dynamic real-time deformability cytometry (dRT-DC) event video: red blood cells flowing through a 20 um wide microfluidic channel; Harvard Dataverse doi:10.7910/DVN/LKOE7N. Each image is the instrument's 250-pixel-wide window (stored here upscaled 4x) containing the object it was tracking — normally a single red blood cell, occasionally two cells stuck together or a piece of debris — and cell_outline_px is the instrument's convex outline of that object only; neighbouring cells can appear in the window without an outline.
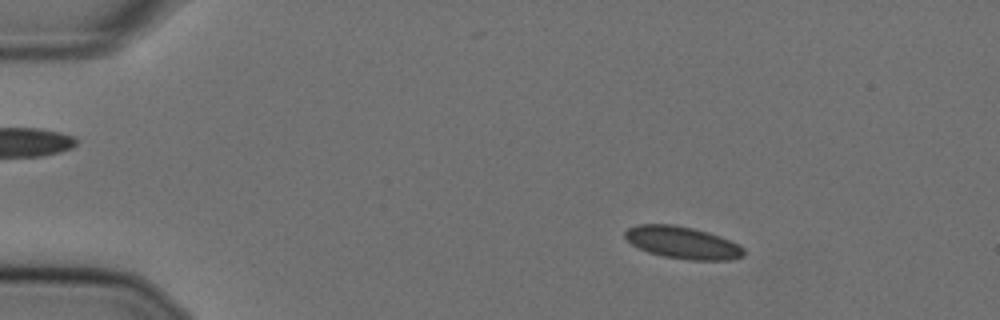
{"species": "Egyptian fruit bat (a non-hibernating species)", "species_latin": "Rousettus aegyptiacus", "temperature_condition": "cold", "stored_images_in_passage": 56, "camera_frame_rate_fps": 3000, "um_per_image_px": 0.085, "animal": {"sex": "female"}, "frame": {"image": 1, "passage_image": 9, "time_ms": 2.667, "image_size_px": [1000, 320], "cell_outline_px": [[744, 256], [732, 260], [688, 260], [664, 256], [648, 252], [632, 244], [624, 236], [624, 232], [628, 228], [636, 224], [672, 224], [692, 228], [708, 232], [720, 236], [740, 244], [744, 248]], "centroid_in_image_um": [58.04, 20.62], "position_along_channel_um": 27.0, "area_um2": 22.37}}
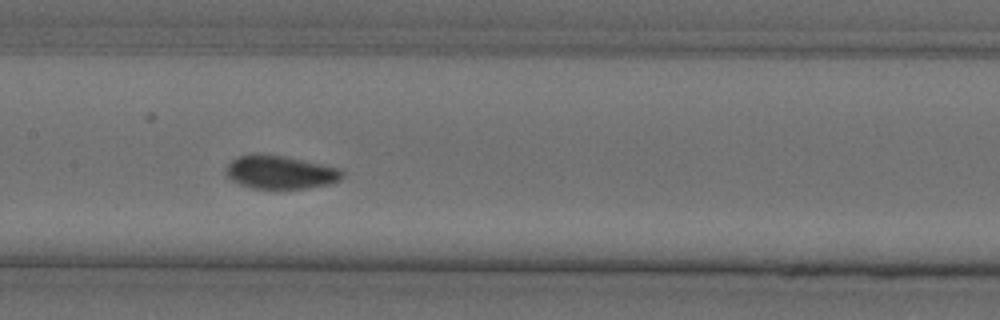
{"frame": {"image": 2, "passage_image": 28, "time_ms": 9.0, "image_size_px": [1000, 320], "cell_outline_px": [[344, 176], [340, 180], [328, 184], [304, 188], [252, 188], [240, 184], [224, 176], [224, 168], [236, 156], [252, 152], [256, 152], [284, 156], [340, 168], [344, 172]], "centroid_in_image_um": [23.75, 14.61], "position_along_channel_um": 183.6, "area_um2": 22.89}}
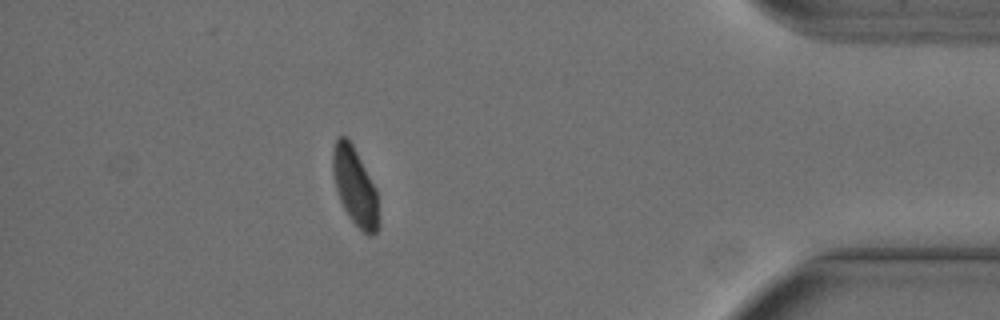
{"frame": {"image": 3, "passage_image": 50, "time_ms": 16.333, "image_size_px": [1000, 320], "cell_outline_px": [[380, 224], [376, 232], [372, 236], [368, 236], [348, 216], [340, 200], [336, 188], [332, 168], [332, 148], [336, 140], [340, 136], [348, 136], [376, 188], [380, 220]], "centroid_in_image_um": [30.18, 15.86], "position_along_channel_um": 405.0, "area_um2": 20.92}, "authors_computed_cell_mechanics": {"area_um2": 22.2241, "velocity_mm_per_s": 3.5949, "shape_relaxation_time_tau1_ms": 8.0679, "shape_relaxation_time_tau2_ms": null, "deformation_change_tau1": 0.1178, "deformation_change_tau2": null}}